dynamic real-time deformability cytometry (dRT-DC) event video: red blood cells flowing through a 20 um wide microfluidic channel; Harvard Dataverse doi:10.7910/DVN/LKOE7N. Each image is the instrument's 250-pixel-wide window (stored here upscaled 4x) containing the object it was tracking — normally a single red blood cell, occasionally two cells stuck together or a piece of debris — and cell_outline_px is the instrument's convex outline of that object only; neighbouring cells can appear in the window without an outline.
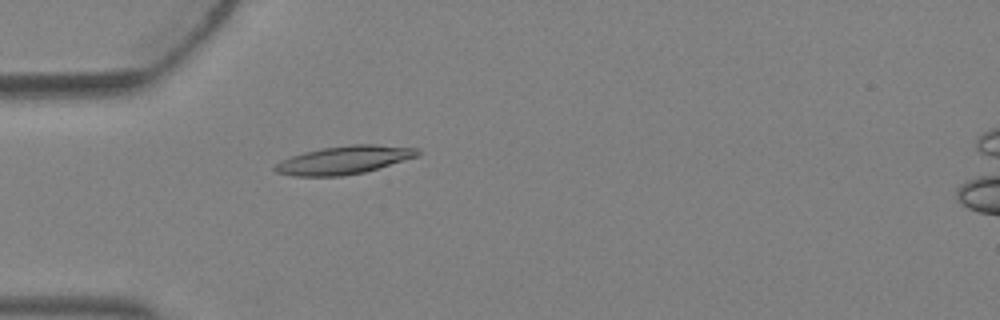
{"species": "Egyptian fruit bat (a non-hibernating species)", "species_latin": "Rousettus aegyptiacus", "temperature_condition": "warm", "stored_images_in_passage": 4, "camera_frame_rate_fps": 3000, "um_per_image_px": 0.085, "animal": {"sex": "female"}, "frame": {"image": 1, "passage_image": 4, "time_ms": 1.0, "image_size_px": [1000, 320], "cell_outline_px": [[420, 152], [416, 156], [364, 172], [344, 176], [296, 176], [276, 172], [272, 168], [280, 160], [304, 152], [324, 148], [352, 144], [376, 144], [420, 148]], "centroid_in_image_um": [29.23, 13.59], "position_along_channel_um": 55.8, "area_um2": 23.18}}